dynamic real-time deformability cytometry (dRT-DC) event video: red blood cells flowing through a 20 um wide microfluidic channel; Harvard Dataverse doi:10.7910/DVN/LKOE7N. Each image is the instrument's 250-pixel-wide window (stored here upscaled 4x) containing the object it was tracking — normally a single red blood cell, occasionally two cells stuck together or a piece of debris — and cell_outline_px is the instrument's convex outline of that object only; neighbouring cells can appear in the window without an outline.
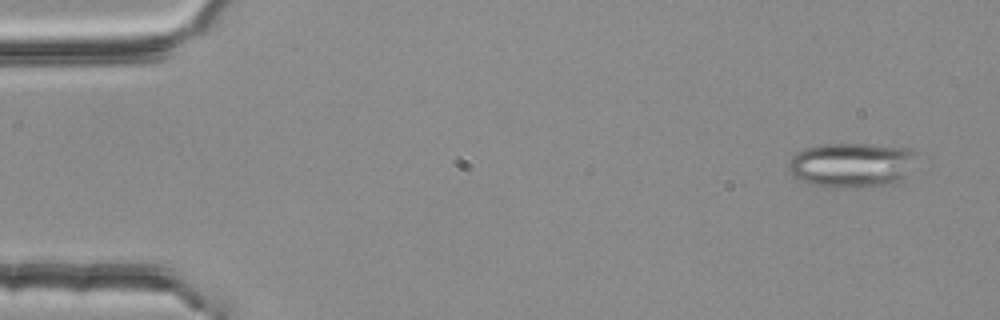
{"species": "common noctule bat (a hibernating species)", "species_latin": "Nyctalus noctula", "temperature_condition": "room temperature", "stored_images_in_passage": 55, "camera_frame_rate_fps": 3000, "um_per_image_px": 0.085, "animal": {"sex": "female", "body_mass_g": 25.1}, "frame": {"image": 1, "passage_image": 4, "time_ms": 1.0, "image_size_px": [1000, 320], "cell_outline_px": [[916, 152], [904, 180], [892, 184], [856, 188], [824, 188], [800, 180], [788, 172], [788, 160], [796, 152], [804, 148], [824, 144], [868, 144], [908, 148]], "centroid_in_image_um": [72.33, 14.04], "position_along_channel_um": 12.7, "area_um2": 33.76}}
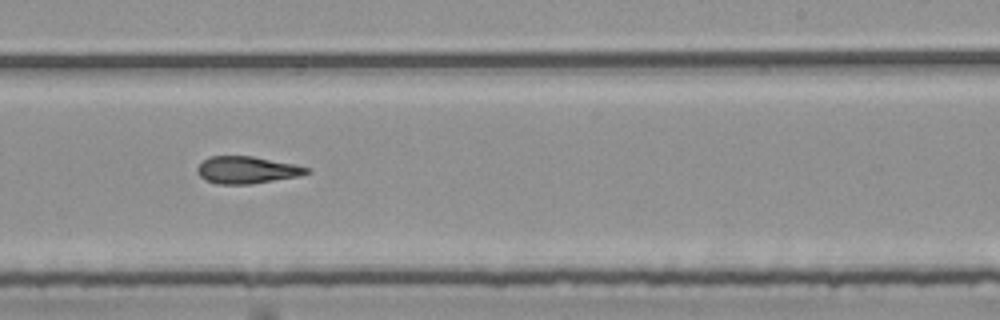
{"frame": {"image": 2, "passage_image": 34, "time_ms": 11.0, "image_size_px": [1000, 320], "cell_outline_px": [[312, 172], [300, 176], [252, 184], [220, 184], [204, 180], [196, 172], [196, 168], [208, 156], [252, 156], [296, 164], [312, 168]], "centroid_in_image_um": [21.03, 14.45], "position_along_channel_um": 268.0, "area_um2": 17.57}}
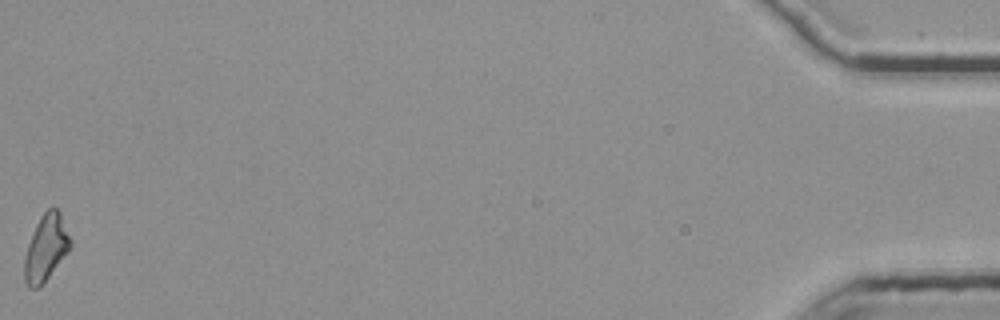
{"frame": {"image": 3, "passage_image": 55, "time_ms": 18.0, "image_size_px": [1000, 320], "cell_outline_px": [[72, 244], [68, 252], [44, 284], [40, 288], [28, 288], [24, 280], [24, 260], [28, 244], [36, 224], [40, 216], [48, 208], [56, 208], [60, 212], [72, 240]], "centroid_in_image_um": [3.92, 21.1], "position_along_channel_um": 431.3, "area_um2": 17.98}, "authors_computed_cell_mechanics": {"area_um2": 17.8602, "velocity_mm_per_s": 3.7917, "shape_relaxation_time_tau1_ms": null, "shape_relaxation_time_tau2_ms": 6.0348, "deformation_change_tau1": null, "deformation_change_tau2": 0.1899}}